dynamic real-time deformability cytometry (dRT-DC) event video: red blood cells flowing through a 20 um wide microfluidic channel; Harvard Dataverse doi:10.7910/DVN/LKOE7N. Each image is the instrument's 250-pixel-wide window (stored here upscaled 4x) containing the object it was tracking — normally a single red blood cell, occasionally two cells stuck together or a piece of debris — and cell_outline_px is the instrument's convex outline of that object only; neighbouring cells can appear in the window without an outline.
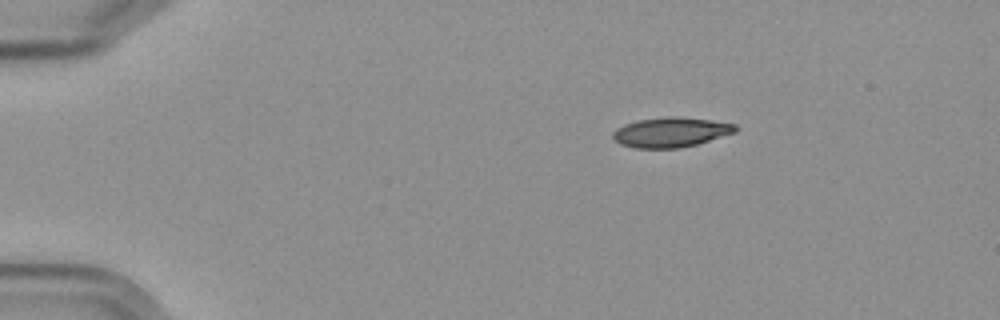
{"species": "Egyptian fruit bat (a non-hibernating species)", "species_latin": "Rousettus aegyptiacus", "temperature_condition": "cold", "stored_images_in_passage": 3, "camera_frame_rate_fps": 3000, "um_per_image_px": 0.085, "frame": {"image": 1, "passage_image": 1, "time_ms": 0.0, "image_size_px": [1000, 320], "cell_outline_px": [[736, 132], [696, 144], [676, 148], [636, 148], [620, 144], [612, 136], [612, 132], [616, 128], [624, 124], [636, 120], [668, 116], [676, 116], [708, 120], [736, 124]], "centroid_in_image_um": [56.98, 11.23], "position_along_channel_um": 28.0, "area_um2": 21.15}}